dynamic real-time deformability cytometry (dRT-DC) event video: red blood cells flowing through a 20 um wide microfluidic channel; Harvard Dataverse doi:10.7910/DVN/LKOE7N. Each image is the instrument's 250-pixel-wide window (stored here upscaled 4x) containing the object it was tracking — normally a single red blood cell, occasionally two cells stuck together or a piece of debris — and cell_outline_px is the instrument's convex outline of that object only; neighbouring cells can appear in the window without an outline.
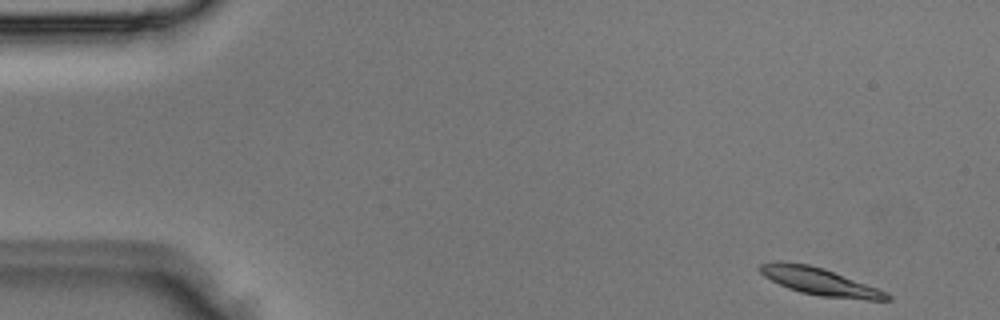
{"species": "Egyptian fruit bat (a non-hibernating species)", "species_latin": "Rousettus aegyptiacus", "temperature_condition": "room temperature", "stored_images_in_passage": 4, "camera_frame_rate_fps": 3000, "um_per_image_px": 0.085, "animal": {"sex": "male"}, "frame": {"image": 1, "passage_image": 1, "time_ms": 0.0, "image_size_px": [1000, 320], "cell_outline_px": [[892, 300], [868, 300], [820, 296], [800, 292], [788, 288], [764, 276], [756, 268], [760, 264], [776, 260], [780, 260], [808, 264], [824, 268], [876, 288], [892, 296]], "centroid_in_image_um": [69.61, 23.91], "position_along_channel_um": 15.4, "area_um2": 20.17}}